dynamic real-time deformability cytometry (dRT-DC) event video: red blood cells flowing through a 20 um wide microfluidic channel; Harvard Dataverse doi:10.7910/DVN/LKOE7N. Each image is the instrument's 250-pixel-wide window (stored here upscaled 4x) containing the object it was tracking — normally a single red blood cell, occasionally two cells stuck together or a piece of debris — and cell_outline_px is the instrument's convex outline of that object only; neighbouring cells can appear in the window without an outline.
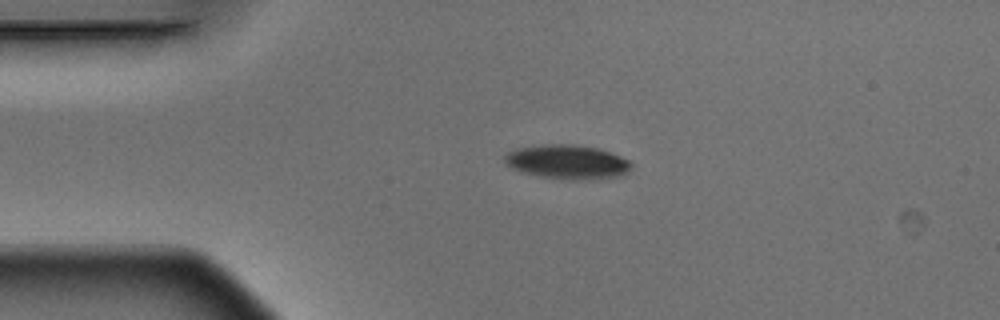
{"species": "Egyptian fruit bat (a non-hibernating species)", "species_latin": "Rousettus aegyptiacus", "temperature_condition": "warm", "stored_images_in_passage": 2, "camera_frame_rate_fps": 3000, "um_per_image_px": 0.085, "animal": {"sex": "male"}, "frame": {"image": 1, "passage_image": 1, "time_ms": 0.0, "image_size_px": [1000, 320], "cell_outline_px": [[632, 168], [624, 176], [600, 180], [572, 180], [536, 176], [520, 172], [512, 168], [504, 160], [504, 156], [508, 152], [520, 148], [544, 144], [572, 144], [600, 148], [612, 152], [628, 160], [632, 164]], "centroid_in_image_um": [48.3, 13.79], "position_along_channel_um": 36.7, "area_um2": 25.78}}